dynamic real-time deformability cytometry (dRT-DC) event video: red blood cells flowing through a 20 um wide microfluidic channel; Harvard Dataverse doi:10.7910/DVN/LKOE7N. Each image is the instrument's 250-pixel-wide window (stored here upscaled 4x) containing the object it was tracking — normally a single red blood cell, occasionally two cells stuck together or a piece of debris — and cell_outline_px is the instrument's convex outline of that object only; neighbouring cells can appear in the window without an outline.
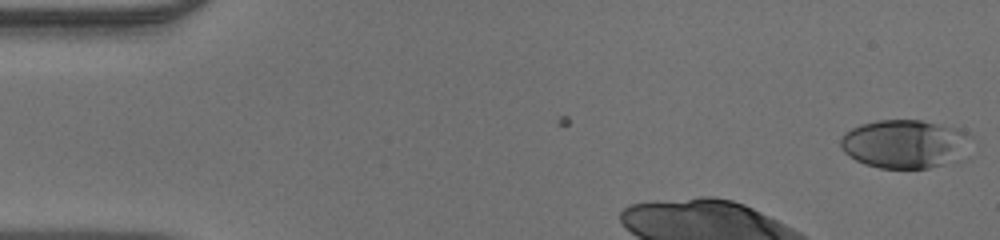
{"species": "human", "species_latin": "Homo sapiens", "temperature_condition": "warm", "stored_images_in_passage": 35, "camera_frame_rate_fps": 3000, "um_per_image_px": 0.085, "donor": {"sex": "male"}, "frame": {"image": 1, "passage_image": 1, "time_ms": 0.0, "image_size_px": [1000, 240], "cell_outline_px": [[972, 136], [964, 160], [928, 168], [880, 168], [864, 164], [856, 160], [844, 152], [840, 148], [840, 140], [844, 132], [860, 124], [876, 120], [920, 120], [956, 128], [968, 132]], "centroid_in_image_um": [76.95, 12.24], "position_along_channel_um": 8.1, "area_um2": 37.51}}